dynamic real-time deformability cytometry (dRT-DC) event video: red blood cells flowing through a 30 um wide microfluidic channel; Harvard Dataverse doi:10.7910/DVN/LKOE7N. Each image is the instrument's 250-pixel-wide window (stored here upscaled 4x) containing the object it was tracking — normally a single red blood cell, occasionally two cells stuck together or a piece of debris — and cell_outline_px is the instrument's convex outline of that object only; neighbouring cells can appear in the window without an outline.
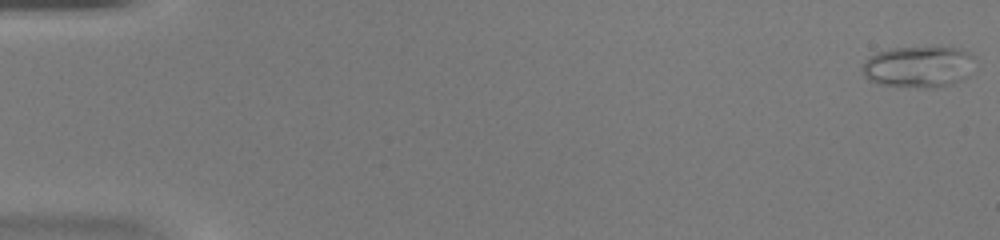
{"species": "common noctule bat (a hibernating species)", "species_latin": "Nyctalus noctula", "temperature_condition": "warm", "stored_images_in_passage": 50, "camera_frame_rate_fps": 3000, "um_per_image_px": 0.085, "animal": {"sex": "female", "body_mass_g": 20.0, "forearm_length_mm": 54.0}, "frame": {"image": 1, "passage_image": 1, "time_ms": 0.0, "image_size_px": [1000, 240], "cell_outline_px": [[976, 56], [968, 76], [952, 84], [936, 88], [920, 88], [880, 84], [868, 80], [864, 76], [860, 68], [864, 60], [868, 56], [876, 52], [892, 48], [960, 48]], "centroid_in_image_um": [78.04, 5.69], "position_along_channel_um": 7.0, "area_um2": 27.46}}
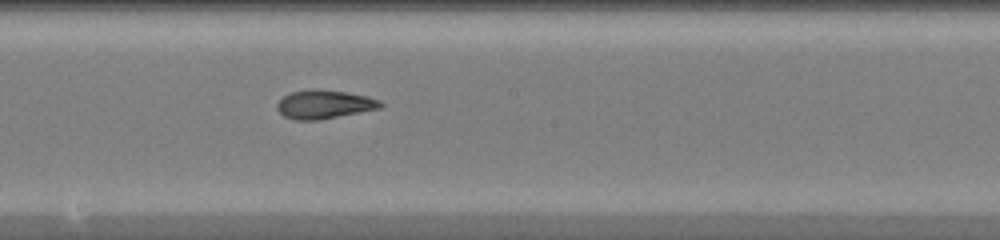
{"frame": {"image": 2, "passage_image": 28, "time_ms": 9.0, "image_size_px": [1000, 240], "cell_outline_px": [[384, 104], [380, 108], [320, 120], [296, 120], [284, 116], [276, 108], [276, 104], [284, 96], [292, 92], [312, 88], [316, 88], [348, 92], [368, 96], [380, 100]], "centroid_in_image_um": [27.57, 8.86], "position_along_channel_um": 220.6, "area_um2": 17.4}}
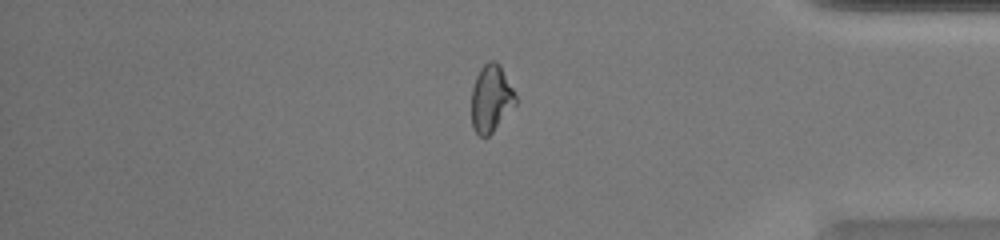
{"frame": {"image": 3, "passage_image": 42, "time_ms": 13.667, "image_size_px": [1000, 240], "cell_outline_px": [[516, 104], [492, 132], [488, 136], [480, 136], [472, 128], [472, 88], [476, 76], [480, 68], [488, 60], [496, 60], [500, 64], [516, 96]], "centroid_in_image_um": [41.73, 8.34], "position_along_channel_um": 393.5, "area_um2": 17.17}, "authors_computed_cell_mechanics": {"area_um2": 17.8602, "velocity_mm_per_s": 4.2061, "shape_relaxation_time_tau1_ms": 8.8278, "shape_relaxation_time_tau2_ms": 2.4042, "deformation_change_tau1": 0.2676, "deformation_change_tau2": 0.0863}}